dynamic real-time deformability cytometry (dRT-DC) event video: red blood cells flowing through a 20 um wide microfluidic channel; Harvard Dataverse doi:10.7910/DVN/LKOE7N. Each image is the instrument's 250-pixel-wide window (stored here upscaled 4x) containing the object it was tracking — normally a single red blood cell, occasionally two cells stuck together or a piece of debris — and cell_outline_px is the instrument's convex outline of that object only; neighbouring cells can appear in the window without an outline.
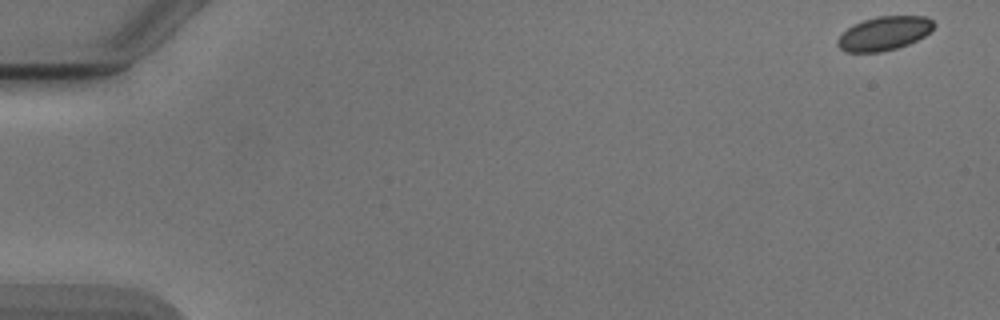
{"species": "Egyptian fruit bat (a non-hibernating species)", "species_latin": "Rousettus aegyptiacus", "temperature_condition": "cold", "stored_images_in_passage": 13, "camera_frame_rate_fps": 3000, "um_per_image_px": 0.085, "animal": {"sex": "male"}, "frame": {"image": 1, "passage_image": 1, "time_ms": 0.0, "image_size_px": [1000, 320], "cell_outline_px": [[936, 24], [924, 36], [908, 44], [896, 48], [880, 52], [848, 52], [840, 48], [836, 44], [836, 40], [852, 24], [876, 16], [924, 16], [932, 20]], "centroid_in_image_um": [75.13, 2.83], "position_along_channel_um": 9.9, "area_um2": 18.84}}